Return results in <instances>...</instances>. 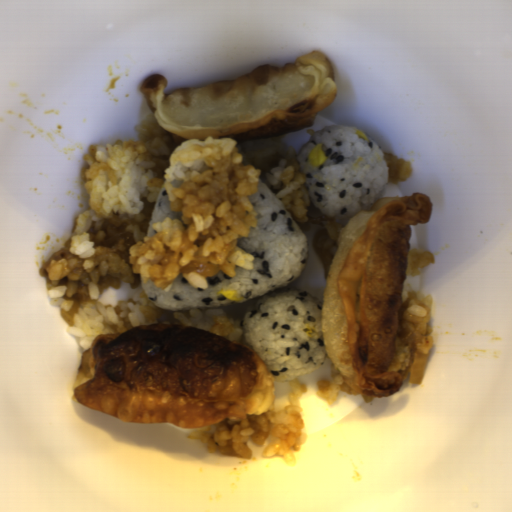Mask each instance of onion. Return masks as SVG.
Here are the masks:
<instances>
[{
    "label": "onion",
    "mask_w": 512,
    "mask_h": 512,
    "mask_svg": "<svg viewBox=\"0 0 512 512\" xmlns=\"http://www.w3.org/2000/svg\"><path fill=\"white\" fill-rule=\"evenodd\" d=\"M428 362V353L415 352L410 371V384L421 385L426 366Z\"/></svg>",
    "instance_id": "obj_1"
}]
</instances>
